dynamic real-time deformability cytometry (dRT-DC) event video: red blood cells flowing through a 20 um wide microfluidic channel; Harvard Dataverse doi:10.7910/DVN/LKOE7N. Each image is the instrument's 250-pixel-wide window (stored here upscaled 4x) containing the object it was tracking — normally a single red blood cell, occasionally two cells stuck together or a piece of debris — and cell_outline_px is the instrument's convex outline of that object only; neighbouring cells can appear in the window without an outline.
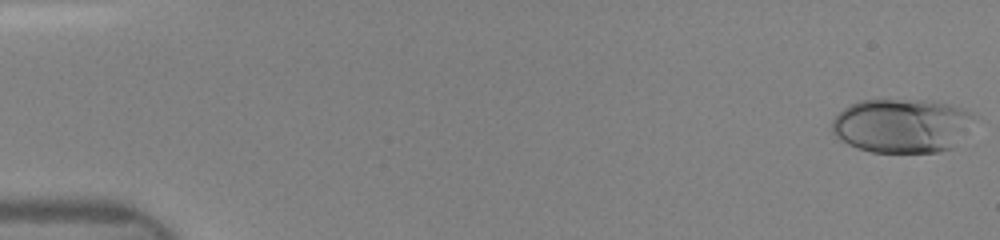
{"species": "human", "species_latin": "Homo sapiens", "temperature_condition": "room temperature", "stored_images_in_passage": 16, "camera_frame_rate_fps": 3000, "um_per_image_px": 0.085, "donor": {"sex": "female"}, "frame": {"image": 1, "passage_image": 1, "time_ms": 0.0, "image_size_px": [1000, 240], "cell_outline_px": [[976, 116], [956, 148], [940, 152], [872, 152], [856, 148], [848, 144], [836, 136], [832, 132], [832, 120], [848, 104], [860, 100], [932, 100], [952, 104], [964, 108], [972, 112]], "centroid_in_image_um": [76.7, 10.67], "position_along_channel_um": 8.3, "area_um2": 45.49}}
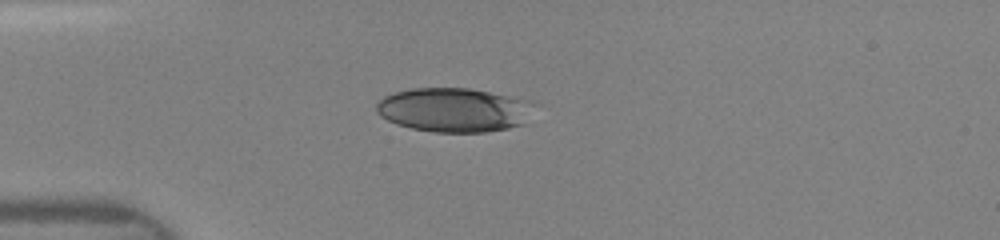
{"frame": {"image": 2, "passage_image": 12, "time_ms": 4.0, "image_size_px": [1000, 240], "cell_outline_px": [[540, 104], [524, 124], [508, 128], [484, 132], [436, 132], [412, 128], [396, 124], [380, 116], [376, 112], [376, 104], [384, 96], [396, 92], [412, 88], [468, 88], [536, 100]], "centroid_in_image_um": [38.7, 9.33], "position_along_channel_um": 46.3, "area_um2": 41.27}}
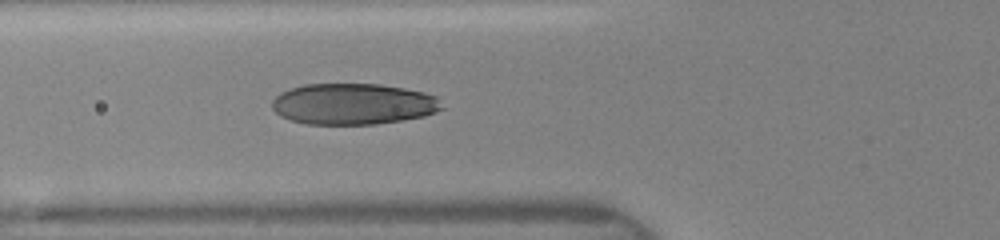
{"frame": {"image": 3, "passage_image": 16, "time_ms": 5.667, "image_size_px": [1000, 240], "cell_outline_px": [[444, 108], [436, 112], [424, 116], [376, 124], [308, 124], [292, 120], [280, 116], [272, 108], [272, 100], [280, 92], [304, 84], [380, 84], [404, 88], [424, 92], [436, 96]], "centroid_in_image_um": [30.02, 8.83], "position_along_channel_um": 95.8, "area_um2": 40.69}}